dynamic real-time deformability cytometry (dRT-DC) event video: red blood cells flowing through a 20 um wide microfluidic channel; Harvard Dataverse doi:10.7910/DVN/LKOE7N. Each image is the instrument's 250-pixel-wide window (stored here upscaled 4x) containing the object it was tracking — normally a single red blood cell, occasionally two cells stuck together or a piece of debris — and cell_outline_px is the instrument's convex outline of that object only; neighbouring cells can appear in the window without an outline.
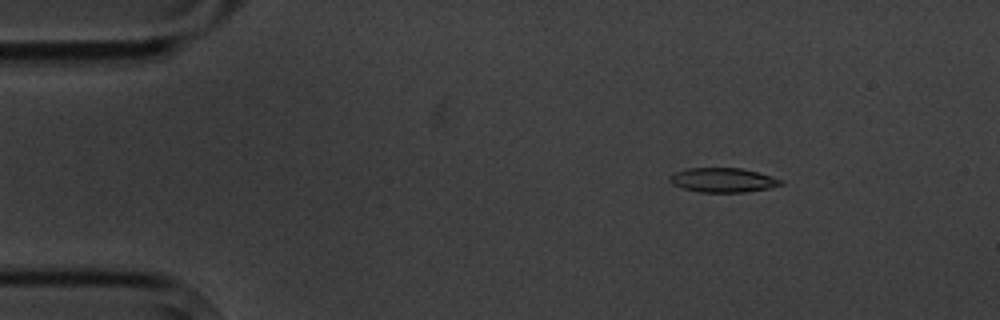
{"species": "common noctule bat (a hibernating species)", "species_latin": "Nyctalus noctula", "temperature_condition": "cold", "stored_images_in_passage": 5, "camera_frame_rate_fps": 3000, "um_per_image_px": 0.085, "animal": {"sex": "male", "body_mass_g": 20.1, "forearm_length_mm": 53.5}, "frame": {"image": 1, "passage_image": 3, "time_ms": 2.333, "image_size_px": [1000, 320], "cell_outline_px": [[784, 184], [768, 188], [744, 192], [700, 192], [684, 188], [672, 184], [668, 180], [668, 176], [676, 172], [688, 168], [740, 168], [772, 176], [784, 180]], "centroid_in_image_um": [61.45, 15.3], "position_along_channel_um": 23.6, "area_um2": 15.72}}